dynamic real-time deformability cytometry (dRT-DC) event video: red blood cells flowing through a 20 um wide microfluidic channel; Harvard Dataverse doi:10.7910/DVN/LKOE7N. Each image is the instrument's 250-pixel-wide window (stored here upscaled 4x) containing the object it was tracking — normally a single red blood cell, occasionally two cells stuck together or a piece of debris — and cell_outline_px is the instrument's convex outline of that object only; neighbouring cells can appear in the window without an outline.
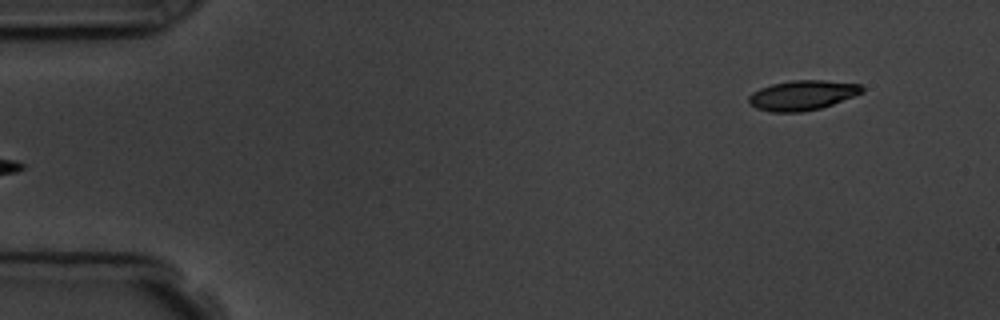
{"species": "common noctule bat (a hibernating species)", "species_latin": "Nyctalus noctula", "temperature_condition": "room temperature", "stored_images_in_passage": 5, "segment_of_instrument_passage": [2, 2], "camera_frame_rate_fps": 3000, "um_per_image_px": 0.085, "animal": {"sex": "male", "body_mass_g": 19.5, "forearm_length_mm": 54.6}, "frame": {"image": 1, "passage_image": 5, "time_ms": 4.333, "image_size_px": [1000, 320], "cell_outline_px": [[864, 92], [832, 104], [820, 108], [800, 112], [768, 112], [756, 108], [748, 104], [748, 96], [752, 92], [760, 88], [772, 84], [792, 80], [824, 80], [860, 84], [864, 88]], "centroid_in_image_um": [68.17, 8.1], "position_along_channel_um": 16.8, "area_um2": 19.77}}